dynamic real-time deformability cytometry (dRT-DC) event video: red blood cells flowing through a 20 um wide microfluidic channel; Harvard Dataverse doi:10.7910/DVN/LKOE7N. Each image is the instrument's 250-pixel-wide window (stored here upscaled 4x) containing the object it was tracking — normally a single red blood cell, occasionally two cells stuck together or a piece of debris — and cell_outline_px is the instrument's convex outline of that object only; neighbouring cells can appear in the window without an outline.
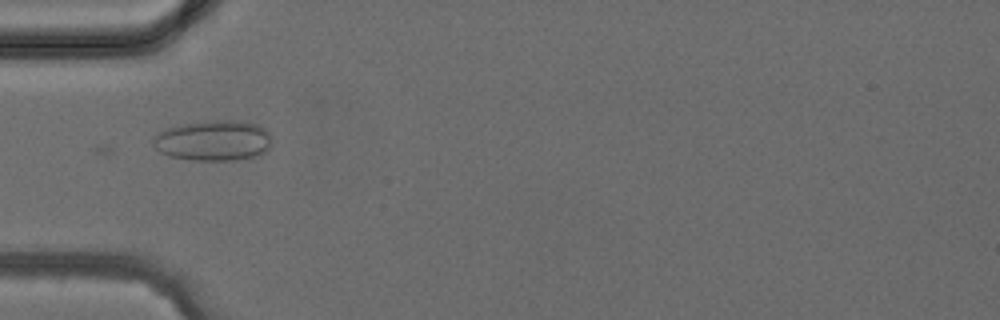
{"species": "common noctule bat (a hibernating species)", "species_latin": "Nyctalus noctula", "temperature_condition": "cold", "stored_images_in_passage": 4, "camera_frame_rate_fps": 3000, "um_per_image_px": 0.085, "animal": {"sex": "female", "body_mass_g": 24.6, "forearm_length_mm": 56.2}, "frame": {"image": 1, "passage_image": 3, "time_ms": 2.333, "image_size_px": [1000, 320], "cell_outline_px": [[272, 144], [260, 156], [236, 160], [192, 160], [168, 156], [160, 152], [152, 144], [152, 140], [164, 128], [204, 120], [236, 120], [256, 124], [268, 128], [272, 136]], "centroid_in_image_um": [18.19, 11.94], "position_along_channel_um": 66.8, "area_um2": 28.55}}